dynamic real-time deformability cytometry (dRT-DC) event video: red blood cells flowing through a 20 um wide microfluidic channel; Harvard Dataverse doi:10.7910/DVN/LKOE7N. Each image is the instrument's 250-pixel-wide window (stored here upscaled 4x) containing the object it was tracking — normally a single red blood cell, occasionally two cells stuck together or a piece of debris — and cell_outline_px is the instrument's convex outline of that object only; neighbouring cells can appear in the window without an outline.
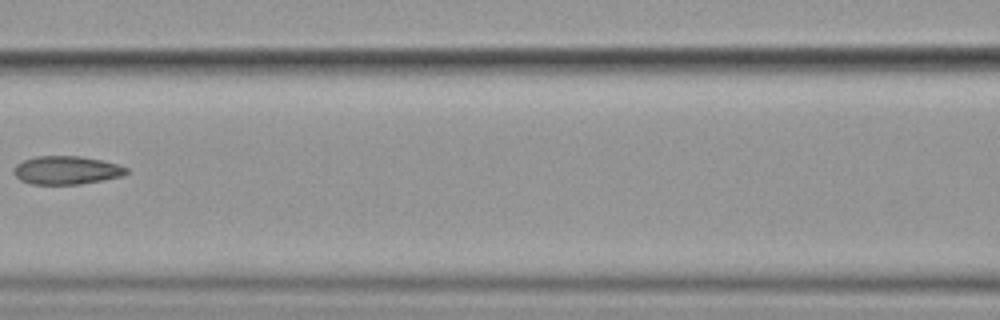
{"species": "common noctule bat (a hibernating species)", "species_latin": "Nyctalus noctula", "temperature_condition": "cold", "stored_images_in_passage": 8, "camera_frame_rate_fps": 3000, "um_per_image_px": 0.085, "animal": {"sex": "female", "body_mass_g": 19.9}, "frame": {"image": 1, "passage_image": 8, "time_ms": 8.333, "image_size_px": [1000, 320], "cell_outline_px": [[128, 172], [120, 176], [80, 184], [32, 184], [20, 180], [12, 172], [16, 164], [24, 160], [36, 156], [80, 156], [100, 160], [116, 164], [128, 168]], "centroid_in_image_um": [5.6, 14.46], "position_along_channel_um": 161.0, "area_um2": 18.38}}